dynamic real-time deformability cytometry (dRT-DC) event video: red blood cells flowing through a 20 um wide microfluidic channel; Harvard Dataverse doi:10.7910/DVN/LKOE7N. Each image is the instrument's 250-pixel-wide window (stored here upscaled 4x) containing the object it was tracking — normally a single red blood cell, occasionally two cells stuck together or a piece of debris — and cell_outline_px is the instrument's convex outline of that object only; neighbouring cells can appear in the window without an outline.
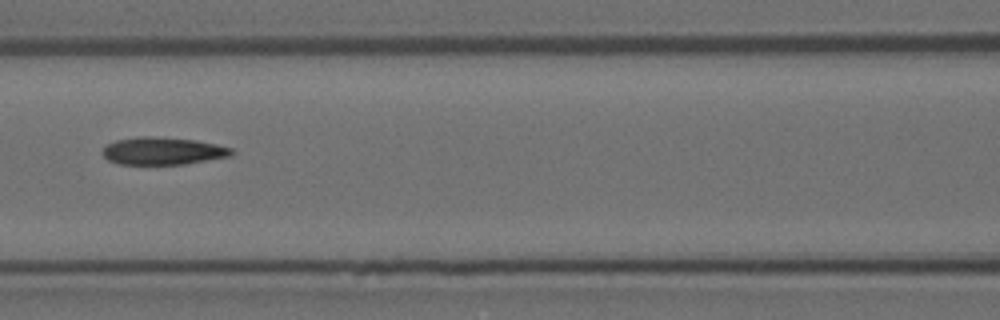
{"species": "Egyptian fruit bat (a non-hibernating species)", "species_latin": "Rousettus aegyptiacus", "temperature_condition": "room temperature", "stored_images_in_passage": 6, "camera_frame_rate_fps": 3000, "um_per_image_px": 0.085, "animal": {"sex": "female"}, "frame": {"image": 1, "passage_image": 4, "time_ms": 1.0, "image_size_px": [1000, 320], "cell_outline_px": [[236, 152], [232, 156], [184, 164], [120, 164], [108, 160], [104, 156], [104, 148], [108, 144], [116, 140], [136, 136], [152, 136], [196, 140], [216, 144], [232, 148]], "centroid_in_image_um": [13.89, 12.83], "position_along_channel_um": 152.7, "area_um2": 20.69}}
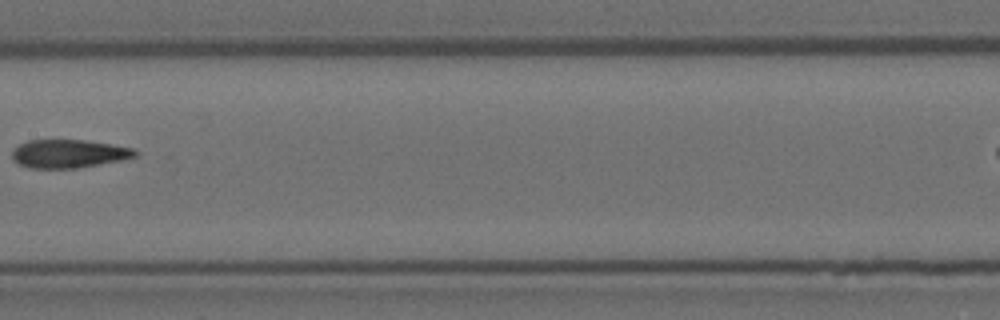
{"frame": {"image": 2, "passage_image": 5, "time_ms": 1.333, "image_size_px": [1000, 320], "cell_outline_px": [[140, 152], [136, 156], [120, 160], [76, 168], [28, 168], [12, 160], [12, 152], [20, 144], [28, 140], [84, 140], [136, 148]], "centroid_in_image_um": [5.86, 13.06], "position_along_channel_um": 201.5, "area_um2": 20.23}}
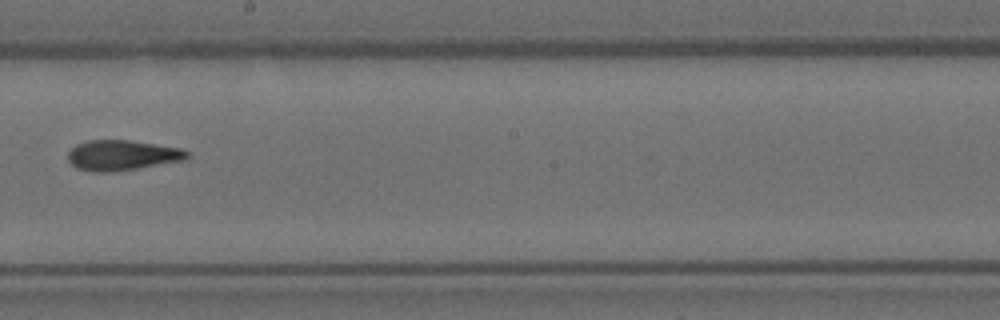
{"frame": {"image": 3, "passage_image": 6, "time_ms": 1.667, "image_size_px": [1000, 320], "cell_outline_px": [[192, 156], [188, 160], [136, 168], [108, 172], [92, 172], [76, 168], [68, 160], [68, 152], [76, 144], [88, 140], [128, 140], [180, 148], [188, 152]], "centroid_in_image_um": [10.39, 13.2], "position_along_channel_um": 237.8, "area_um2": 21.04}}